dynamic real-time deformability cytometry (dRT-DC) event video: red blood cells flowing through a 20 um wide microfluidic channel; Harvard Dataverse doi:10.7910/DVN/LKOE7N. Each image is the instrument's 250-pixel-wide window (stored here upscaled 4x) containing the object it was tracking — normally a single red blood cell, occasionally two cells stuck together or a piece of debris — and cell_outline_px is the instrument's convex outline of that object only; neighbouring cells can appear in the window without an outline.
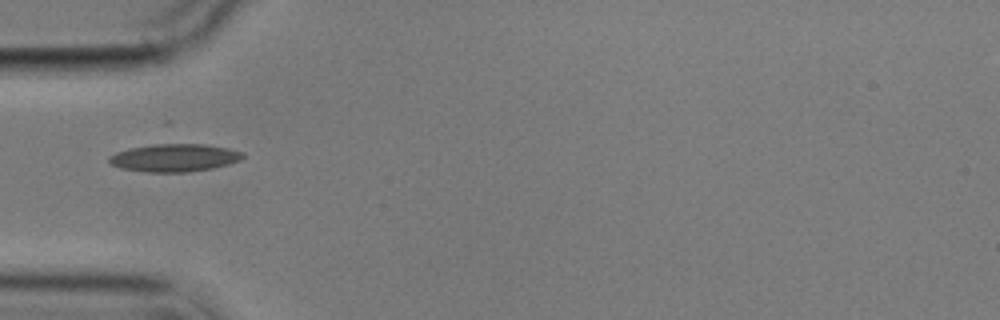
{"species": "common noctule bat (a hibernating species)", "species_latin": "Nyctalus noctula", "temperature_condition": "cold", "stored_images_in_passage": 1, "camera_frame_rate_fps": 3000, "um_per_image_px": 0.085, "animal": {"sex": "male", "body_mass_g": 17.9}, "frame": {"image": 1, "passage_image": 1, "time_ms": 0.0, "image_size_px": [1000, 320], "cell_outline_px": [[244, 156], [240, 160], [228, 164], [212, 168], [188, 172], [148, 172], [120, 168], [112, 164], [108, 160], [108, 156], [116, 152], [164, 140], [168, 140], [204, 144], [228, 148], [244, 152]], "centroid_in_image_um": [14.82, 13.36], "position_along_channel_um": 70.2, "area_um2": 22.48}}